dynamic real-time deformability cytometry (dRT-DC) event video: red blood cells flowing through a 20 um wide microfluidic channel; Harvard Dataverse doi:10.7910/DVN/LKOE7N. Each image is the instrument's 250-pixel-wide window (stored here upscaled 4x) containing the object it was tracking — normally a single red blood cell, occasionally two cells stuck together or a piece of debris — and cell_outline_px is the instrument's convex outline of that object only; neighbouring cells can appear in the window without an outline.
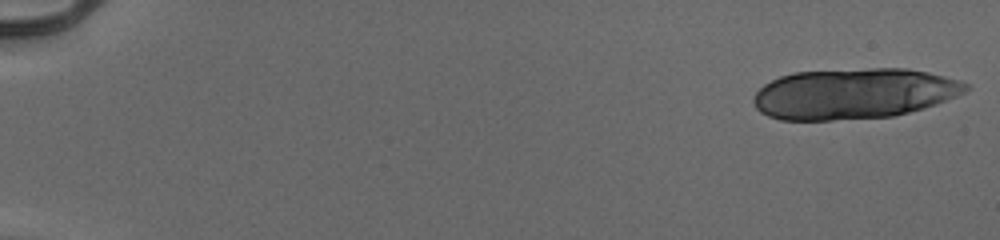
{"species": "human", "species_latin": "Homo sapiens", "temperature_condition": "cold", "stored_images_in_passage": 21, "camera_frame_rate_fps": 3000, "um_per_image_px": 0.085, "donor": {"sex": "male"}, "frame": {"image": 1, "passage_image": 1, "time_ms": 0.0, "image_size_px": [1000, 240], "cell_outline_px": [[968, 88], [964, 92], [956, 96], [936, 104], [924, 108], [892, 116], [832, 120], [780, 120], [768, 116], [760, 112], [756, 108], [752, 100], [756, 92], [764, 84], [780, 76], [792, 72], [868, 68], [908, 68], [928, 72], [960, 80], [968, 84]], "centroid_in_image_um": [72.55, 7.95], "position_along_channel_um": 12.5, "area_um2": 62.77}}